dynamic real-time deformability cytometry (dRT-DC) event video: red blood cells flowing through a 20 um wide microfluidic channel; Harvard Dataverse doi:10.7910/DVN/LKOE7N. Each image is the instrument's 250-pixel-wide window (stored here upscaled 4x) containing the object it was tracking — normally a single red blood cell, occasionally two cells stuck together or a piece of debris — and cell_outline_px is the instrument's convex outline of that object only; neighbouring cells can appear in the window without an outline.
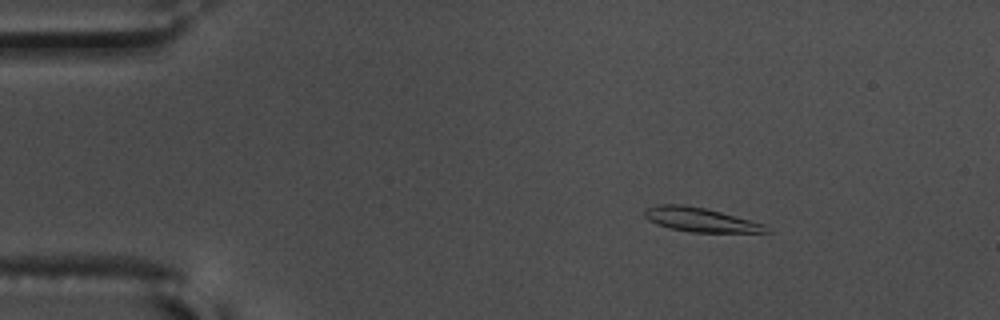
{"species": "common noctule bat (a hibernating species)", "species_latin": "Nyctalus noctula", "temperature_condition": "warm", "stored_images_in_passage": 50, "camera_frame_rate_fps": 3000, "um_per_image_px": 0.085, "animal": {"sex": "male", "body_mass_g": 17.5, "forearm_length_mm": 52.3}, "frame": {"image": 1, "passage_image": 2, "time_ms": 0.333, "image_size_px": [1000, 320], "cell_outline_px": [[772, 232], [692, 232], [668, 228], [656, 224], [648, 220], [644, 216], [644, 208], [656, 204], [684, 204], [704, 208], [720, 212], [764, 224]], "centroid_in_image_um": [59.45, 18.67], "position_along_channel_um": 25.5, "area_um2": 17.05}}
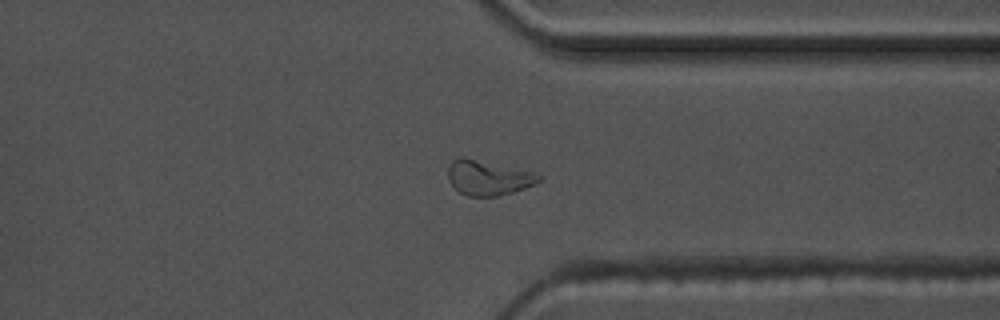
{"frame": {"image": 2, "passage_image": 37, "time_ms": 12.0, "image_size_px": [1000, 320], "cell_outline_px": [[544, 176], [536, 184], [512, 192], [496, 196], [468, 196], [460, 192], [448, 180], [448, 168], [452, 160], [460, 156], [464, 156], [536, 172]], "centroid_in_image_um": [41.52, 15.08], "position_along_channel_um": 369.9, "area_um2": 18.67}}
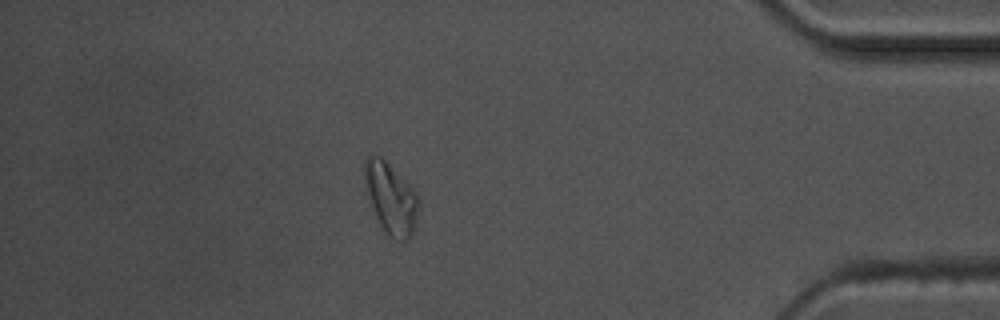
{"frame": {"image": 3, "passage_image": 43, "time_ms": 14.0, "image_size_px": [1000, 320], "cell_outline_px": [[420, 204], [416, 220], [412, 232], [404, 240], [400, 240], [388, 236], [384, 232], [372, 208], [364, 180], [364, 160], [368, 156], [380, 156], [412, 184], [420, 200]], "centroid_in_image_um": [33.24, 16.82], "position_along_channel_um": 402.0, "area_um2": 22.43}, "authors_computed_cell_mechanics": {"area_um2": 16.9643, "velocity_mm_per_s": 3.6024, "shape_relaxation_time_tau1_ms": 5.8996, "shape_relaxation_time_tau2_ms": null, "deformation_change_tau1": 0.1585, "deformation_change_tau2": null}}